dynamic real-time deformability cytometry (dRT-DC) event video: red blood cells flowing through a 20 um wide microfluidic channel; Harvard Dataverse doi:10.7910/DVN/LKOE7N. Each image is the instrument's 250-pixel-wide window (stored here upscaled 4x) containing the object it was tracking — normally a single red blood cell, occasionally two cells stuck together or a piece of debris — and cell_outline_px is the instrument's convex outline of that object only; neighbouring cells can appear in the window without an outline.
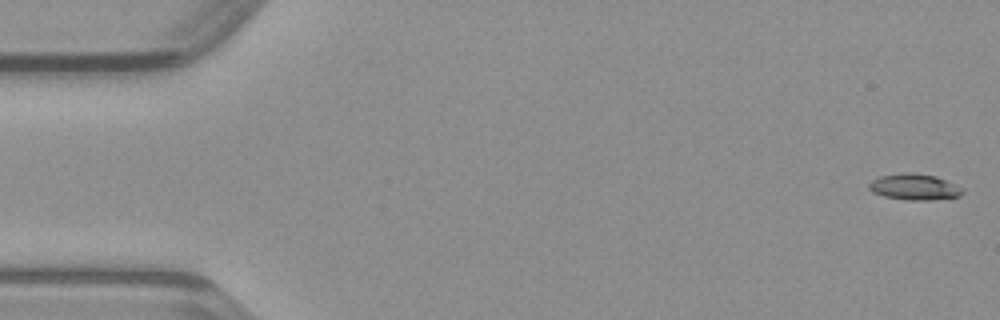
{"species": "common noctule bat (a hibernating species)", "species_latin": "Nyctalus noctula", "temperature_condition": "warm", "stored_images_in_passage": 48, "camera_frame_rate_fps": 3000, "um_per_image_px": 0.085, "animal": {"sex": "male", "body_mass_g": 23.1, "forearm_length_mm": 52.7}, "frame": {"image": 1, "passage_image": 1, "time_ms": 0.0, "image_size_px": [1000, 320], "cell_outline_px": [[964, 192], [960, 196], [932, 200], [908, 200], [884, 196], [872, 192], [868, 188], [868, 184], [872, 180], [880, 176], [908, 172], [912, 172], [936, 176], [964, 188]], "centroid_in_image_um": [77.74, 15.89], "position_along_channel_um": 7.3, "area_um2": 14.28}}
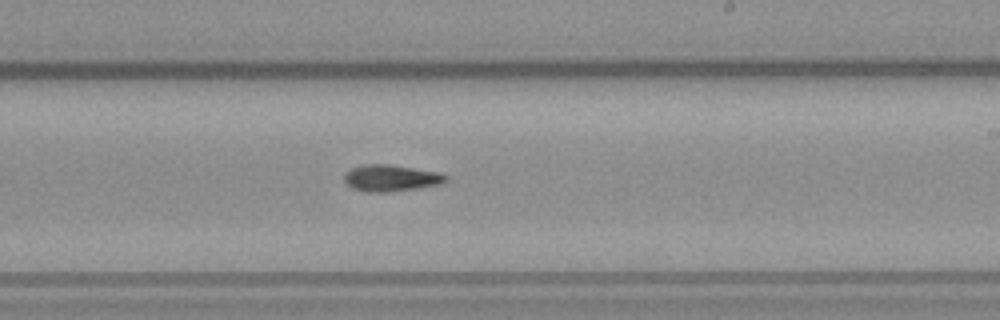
{"frame": {"image": 2, "passage_image": 28, "time_ms": 9.0, "image_size_px": [1000, 320], "cell_outline_px": [[448, 180], [444, 184], [420, 188], [384, 192], [368, 192], [352, 188], [344, 180], [344, 172], [352, 168], [364, 164], [392, 164], [440, 172], [448, 176]], "centroid_in_image_um": [33.28, 15.12], "position_along_channel_um": 255.7, "area_um2": 16.01}}
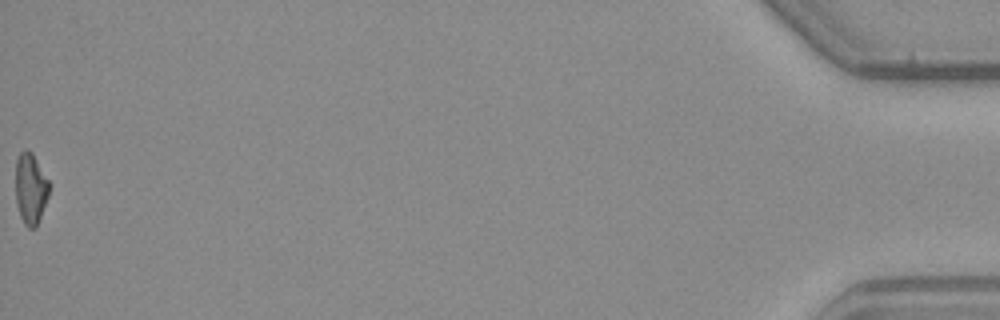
{"frame": {"image": 3, "passage_image": 48, "time_ms": 15.667, "image_size_px": [1000, 320], "cell_outline_px": [[52, 184], [48, 196], [36, 228], [28, 228], [24, 224], [20, 216], [16, 204], [16, 160], [20, 152], [24, 148], [28, 148], [32, 152]], "centroid_in_image_um": [2.62, 16.0], "position_along_channel_um": 432.6, "area_um2": 14.28}}